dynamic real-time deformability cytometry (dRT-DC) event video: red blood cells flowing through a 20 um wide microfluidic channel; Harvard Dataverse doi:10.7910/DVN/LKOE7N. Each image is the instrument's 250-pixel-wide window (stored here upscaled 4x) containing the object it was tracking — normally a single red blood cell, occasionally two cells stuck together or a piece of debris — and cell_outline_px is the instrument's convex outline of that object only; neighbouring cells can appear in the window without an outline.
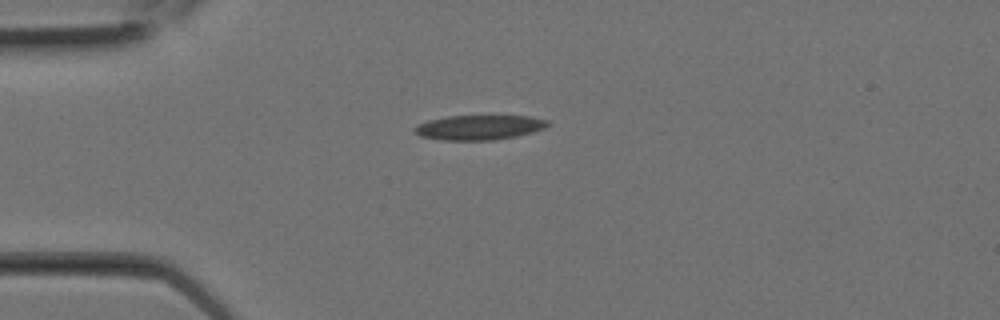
{"species": "Egyptian fruit bat (a non-hibernating species)", "species_latin": "Rousettus aegyptiacus", "temperature_condition": "room temperature", "stored_images_in_passage": 2, "camera_frame_rate_fps": 3000, "um_per_image_px": 0.085, "animal": {"sex": "female"}, "frame": {"image": 1, "passage_image": 1, "time_ms": 0.0, "image_size_px": [1000, 320], "cell_outline_px": [[552, 124], [544, 128], [532, 132], [516, 136], [496, 140], [444, 140], [420, 136], [412, 128], [416, 124], [428, 120], [448, 116], [528, 116], [548, 120]], "centroid_in_image_um": [40.73, 10.83], "position_along_channel_um": 44.3, "area_um2": 19.25}}